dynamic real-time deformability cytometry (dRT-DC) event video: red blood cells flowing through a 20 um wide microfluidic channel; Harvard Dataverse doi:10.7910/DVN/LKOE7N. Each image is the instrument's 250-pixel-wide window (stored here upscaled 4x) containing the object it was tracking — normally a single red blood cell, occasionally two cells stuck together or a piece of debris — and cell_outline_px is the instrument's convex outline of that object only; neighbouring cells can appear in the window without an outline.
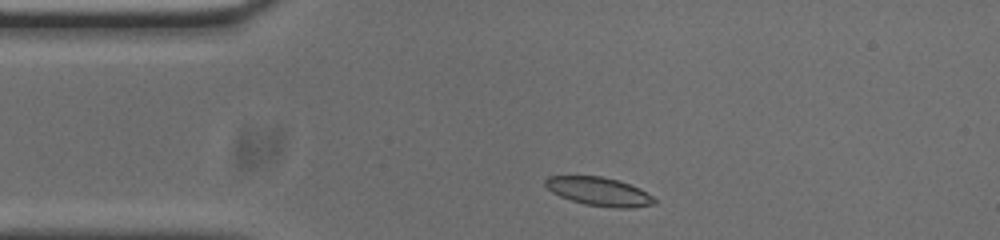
{"species": "common noctule bat (a hibernating species)", "species_latin": "Nyctalus noctula", "temperature_condition": "cold", "stored_images_in_passage": 37, "camera_frame_rate_fps": 3000, "um_per_image_px": 0.085, "animal": {"sex": "male", "body_mass_g": 20.0, "forearm_length_mm": 53.3}, "frame": {"image": 1, "passage_image": 2, "time_ms": 0.333, "image_size_px": [1000, 240], "cell_outline_px": [[656, 204], [632, 208], [616, 208], [584, 204], [560, 196], [552, 192], [544, 184], [544, 180], [548, 176], [600, 176], [616, 180], [640, 188], [652, 196], [656, 200]], "centroid_in_image_um": [50.92, 16.28], "position_along_channel_um": 34.1, "area_um2": 18.03}}
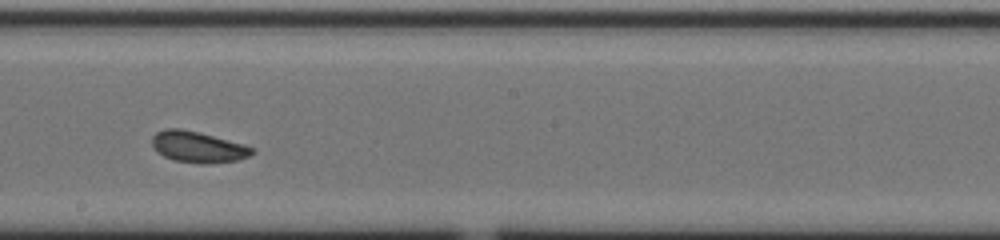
{"frame": {"image": 2, "passage_image": 20, "time_ms": 6.333, "image_size_px": [1000, 240], "cell_outline_px": [[256, 152], [240, 160], [208, 164], [200, 164], [172, 160], [156, 152], [152, 144], [152, 136], [156, 132], [164, 128], [180, 128], [200, 132], [256, 148]], "centroid_in_image_um": [16.82, 12.5], "position_along_channel_um": 231.4, "area_um2": 18.44}}
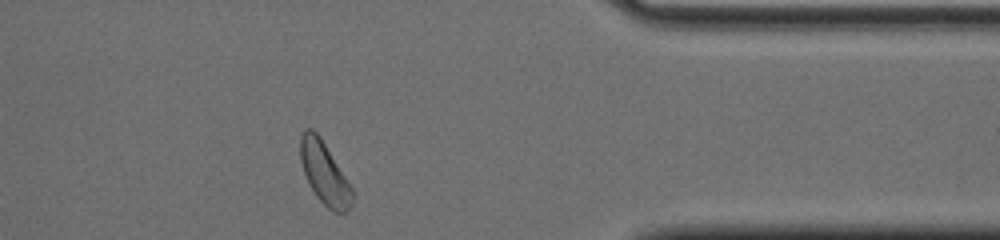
{"frame": {"image": 3, "passage_image": 34, "time_ms": 11.0, "image_size_px": [1000, 240], "cell_outline_px": [[356, 196], [352, 204], [344, 212], [332, 212], [316, 196], [308, 184], [300, 160], [300, 136], [304, 128], [312, 128], [320, 136], [356, 192]], "centroid_in_image_um": [27.6, 14.72], "position_along_channel_um": 383.8, "area_um2": 19.19}, "authors_computed_cell_mechanics": {"area_um2": 18.2648, "velocity_mm_per_s": 3.7545, "shape_relaxation_time_tau1_ms": null, "shape_relaxation_time_tau2_ms": 4.797, "deformation_change_tau1": null, "deformation_change_tau2": 0.1119}}